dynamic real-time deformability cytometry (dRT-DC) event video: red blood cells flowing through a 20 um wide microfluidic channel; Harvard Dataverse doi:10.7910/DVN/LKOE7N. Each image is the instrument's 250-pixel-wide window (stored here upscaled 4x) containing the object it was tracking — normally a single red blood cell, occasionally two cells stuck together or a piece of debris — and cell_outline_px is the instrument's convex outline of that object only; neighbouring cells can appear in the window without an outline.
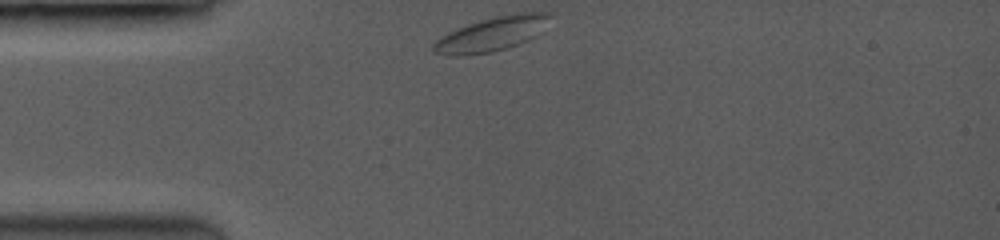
{"species": "common noctule bat (a hibernating species)", "species_latin": "Nyctalus noctula", "temperature_condition": "room temperature", "stored_images_in_passage": 25, "camera_frame_rate_fps": 3500, "um_per_image_px": 0.085, "animal": {"sex": "female", "body_mass_g": 19.0, "forearm_length_mm": 53.3}, "frame": {"image": 1, "passage_image": 1, "time_ms": 0.0, "image_size_px": [1000, 240], "cell_outline_px": [[552, 16], [536, 36], [528, 40], [492, 52], [432, 52], [432, 44], [440, 36], [456, 28], [480, 20], [496, 16], [516, 12], [552, 12]], "centroid_in_image_um": [41.89, 2.81], "position_along_channel_um": 43.1, "area_um2": 22.31}}
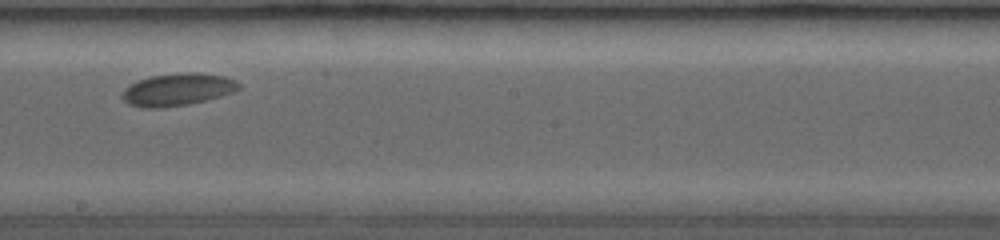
{"frame": {"image": 2, "passage_image": 12, "time_ms": 5.714, "image_size_px": [1000, 240], "cell_outline_px": [[240, 88], [232, 92], [204, 100], [184, 104], [152, 108], [148, 108], [132, 104], [124, 100], [124, 88], [148, 76], [188, 72], [196, 72], [224, 76], [236, 80], [240, 84]], "centroid_in_image_um": [15.13, 7.58], "position_along_channel_um": 233.1, "area_um2": 21.27}}
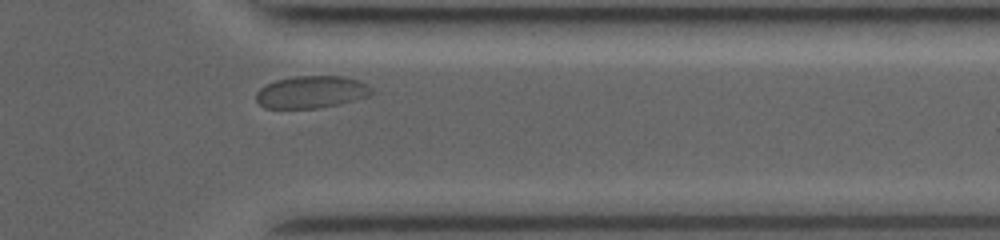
{"frame": {"image": 3, "passage_image": 22, "time_ms": 9.714, "image_size_px": [1000, 240], "cell_outline_px": [[372, 92], [368, 96], [340, 104], [320, 108], [264, 108], [256, 100], [256, 92], [260, 88], [276, 80], [296, 76], [340, 76], [356, 80], [364, 84]], "centroid_in_image_um": [26.41, 7.83], "position_along_channel_um": 385.0, "area_um2": 21.39}, "authors_computed_cell_mechanics": {"area_um2": 20.9236, "velocity_mm_per_s": 3.751, "shape_relaxation_time_tau1_ms": 3.2424, "shape_relaxation_time_tau2_ms": null, "deformation_change_tau1": 0.0743, "deformation_change_tau2": null}}